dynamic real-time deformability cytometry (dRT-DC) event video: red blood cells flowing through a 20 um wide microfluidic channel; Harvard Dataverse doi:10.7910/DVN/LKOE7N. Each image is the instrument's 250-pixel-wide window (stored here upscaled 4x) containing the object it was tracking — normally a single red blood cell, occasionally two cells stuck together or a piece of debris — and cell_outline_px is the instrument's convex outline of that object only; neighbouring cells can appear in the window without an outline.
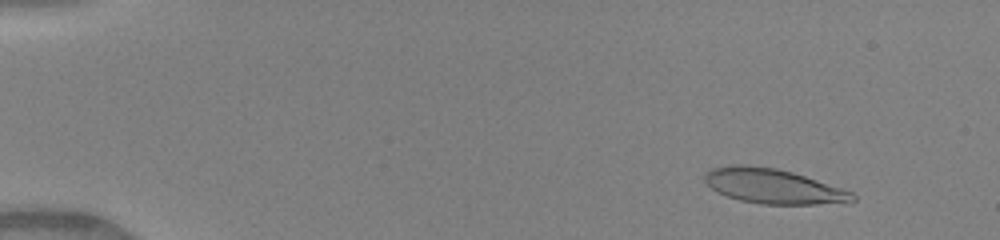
{"species": "human", "species_latin": "Homo sapiens", "temperature_condition": "warm", "stored_images_in_passage": 50, "camera_frame_rate_fps": 3000, "um_per_image_px": 0.085, "donor": {"sex": "female"}, "frame": {"image": 1, "passage_image": 6, "time_ms": 1.667, "image_size_px": [1000, 240], "cell_outline_px": [[856, 200], [816, 204], [760, 204], [740, 200], [716, 192], [704, 180], [704, 176], [712, 168], [732, 164], [740, 164], [776, 168], [792, 172], [852, 192], [856, 196]], "centroid_in_image_um": [65.66, 15.82], "position_along_channel_um": 19.3, "area_um2": 29.48}}
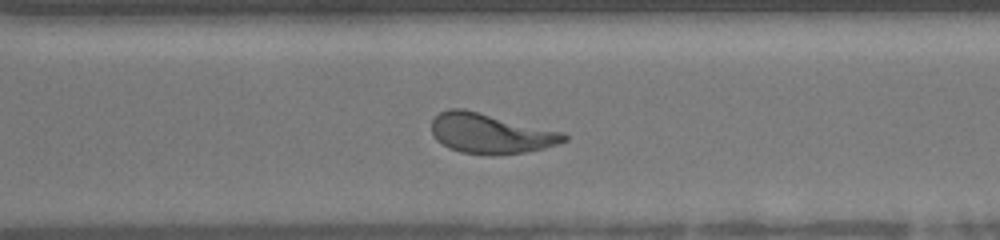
{"frame": {"image": 2, "passage_image": 37, "time_ms": 12.0, "image_size_px": [1000, 240], "cell_outline_px": [[568, 140], [544, 148], [524, 152], [492, 156], [460, 152], [448, 148], [436, 140], [432, 132], [432, 120], [440, 112], [448, 108], [464, 108], [564, 132], [568, 136]], "centroid_in_image_um": [41.69, 11.34], "position_along_channel_um": 328.9, "area_um2": 31.15}}
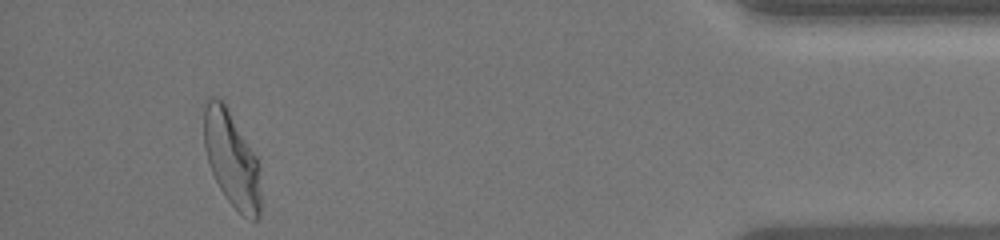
{"frame": {"image": 3, "passage_image": 47, "time_ms": 15.333, "image_size_px": [1000, 240], "cell_outline_px": [[260, 216], [256, 220], [252, 220], [244, 216], [228, 200], [220, 188], [212, 172], [208, 160], [204, 144], [204, 108], [208, 96], [212, 96], [220, 100], [224, 104], [256, 156], [260, 164]], "centroid_in_image_um": [19.7, 13.55], "position_along_channel_um": 415.5, "area_um2": 31.1}, "authors_computed_cell_mechanics": {"area_um2": 30.5473, "velocity_mm_per_s": 4.1462, "shape_relaxation_time_tau1_ms": 7.9556, "shape_relaxation_time_tau2_ms": 1.5071, "deformation_change_tau1": 0.3132, "deformation_change_tau2": 0.1148}}